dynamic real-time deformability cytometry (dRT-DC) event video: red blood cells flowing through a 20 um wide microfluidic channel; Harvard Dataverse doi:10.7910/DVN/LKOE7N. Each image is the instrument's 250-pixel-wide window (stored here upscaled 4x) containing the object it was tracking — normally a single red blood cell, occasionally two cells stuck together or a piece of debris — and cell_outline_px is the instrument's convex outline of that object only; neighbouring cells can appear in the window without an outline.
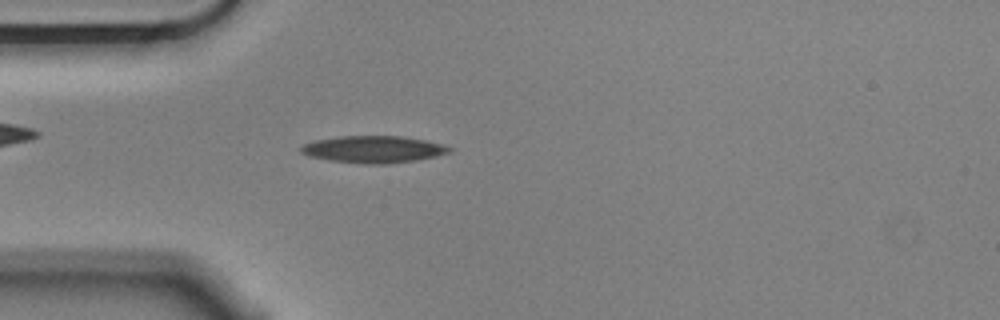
{"species": "Egyptian fruit bat (a non-hibernating species)", "species_latin": "Rousettus aegyptiacus", "temperature_condition": "cold", "stored_images_in_passage": 54, "camera_frame_rate_fps": 3000, "um_per_image_px": 0.085, "animal": {"sex": "male"}, "frame": {"image": 1, "passage_image": 14, "time_ms": 4.333, "image_size_px": [1000, 320], "cell_outline_px": [[452, 152], [436, 156], [416, 160], [388, 164], [364, 164], [328, 160], [308, 156], [300, 152], [300, 148], [304, 144], [316, 140], [340, 136], [400, 136], [424, 140], [440, 144], [452, 148]], "centroid_in_image_um": [31.72, 12.7], "position_along_channel_um": 53.3, "area_um2": 23.29}}
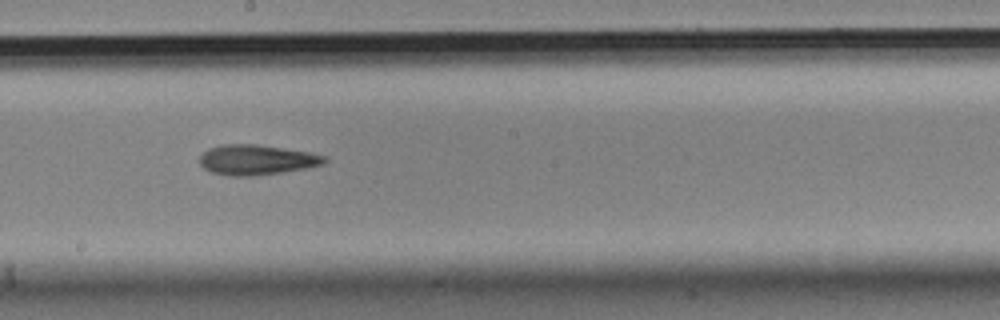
{"frame": {"image": 2, "passage_image": 29, "time_ms": 9.333, "image_size_px": [1000, 320], "cell_outline_px": [[328, 160], [324, 164], [308, 168], [284, 172], [252, 176], [232, 176], [212, 172], [204, 168], [200, 164], [200, 156], [208, 148], [220, 144], [256, 144], [312, 152], [324, 156]], "centroid_in_image_um": [21.84, 13.58], "position_along_channel_um": 226.4, "area_um2": 22.08}}
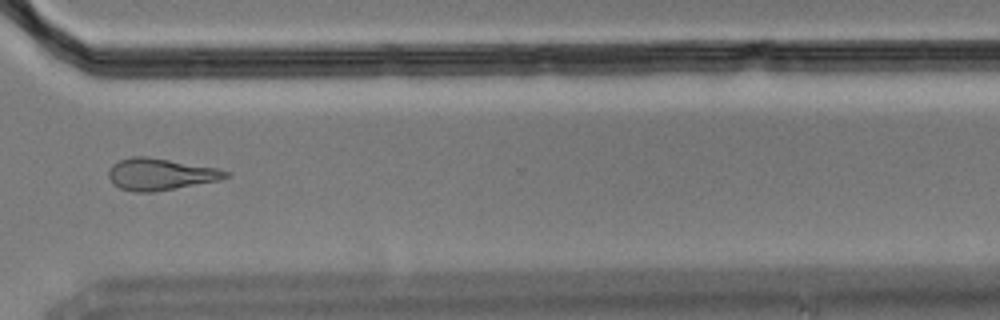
{"frame": {"image": 3, "passage_image": 40, "time_ms": 13.0, "image_size_px": [1000, 320], "cell_outline_px": [[232, 176], [220, 180], [152, 192], [136, 192], [120, 188], [112, 184], [108, 176], [108, 168], [112, 164], [120, 160], [132, 156], [148, 156], [216, 168], [228, 172]], "centroid_in_image_um": [13.59, 14.8], "position_along_channel_um": 357.0, "area_um2": 21.68}, "authors_computed_cell_mechanics": {"area_um2": 21.8484, "velocity_mm_per_s": 3.5637, "shape_relaxation_time_tau1_ms": null, "shape_relaxation_time_tau2_ms": 6.14, "deformation_change_tau1": null, "deformation_change_tau2": 0.1742}}